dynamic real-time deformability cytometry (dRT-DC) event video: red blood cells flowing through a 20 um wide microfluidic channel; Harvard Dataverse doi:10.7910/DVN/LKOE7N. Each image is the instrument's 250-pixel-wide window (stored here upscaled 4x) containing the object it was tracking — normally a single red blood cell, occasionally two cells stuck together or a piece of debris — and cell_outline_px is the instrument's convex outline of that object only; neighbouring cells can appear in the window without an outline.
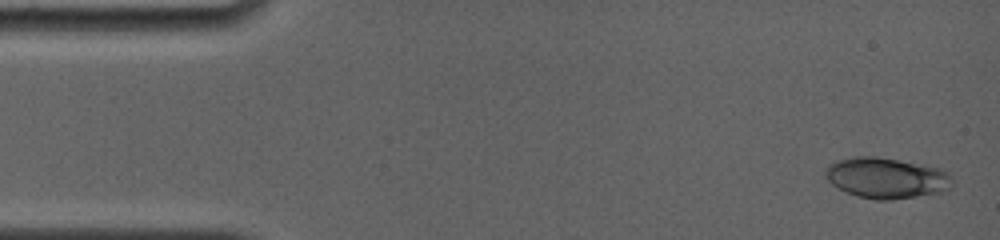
{"species": "common noctule bat (a hibernating species)", "species_latin": "Nyctalus noctula", "temperature_condition": "room temperature", "stored_images_in_passage": 12, "camera_frame_rate_fps": 4000, "um_per_image_px": 0.085, "animal": {"sex": "female", "body_mass_g": 19.0, "forearm_length_mm": 56.7}, "frame": {"image": 1, "passage_image": 1, "time_ms": 0.0, "image_size_px": [1000, 240], "cell_outline_px": [[948, 188], [944, 192], [892, 200], [876, 200], [856, 196], [832, 184], [824, 176], [824, 168], [828, 164], [836, 160], [856, 156], [876, 156], [924, 164], [944, 168], [948, 172]], "centroid_in_image_um": [75.3, 15.11], "position_along_channel_um": 9.7, "area_um2": 30.29}}
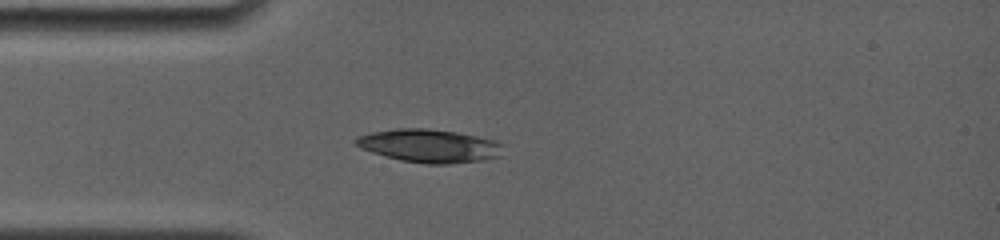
{"frame": {"image": 2, "passage_image": 11, "time_ms": 3.75, "image_size_px": [1000, 240], "cell_outline_px": [[504, 144], [500, 156], [480, 160], [452, 164], [424, 164], [400, 160], [372, 152], [360, 148], [352, 140], [360, 136], [372, 132], [396, 128], [424, 128], [456, 132], [476, 136], [492, 140]], "centroid_in_image_um": [36.48, 12.4], "position_along_channel_um": 48.5, "area_um2": 28.38}}